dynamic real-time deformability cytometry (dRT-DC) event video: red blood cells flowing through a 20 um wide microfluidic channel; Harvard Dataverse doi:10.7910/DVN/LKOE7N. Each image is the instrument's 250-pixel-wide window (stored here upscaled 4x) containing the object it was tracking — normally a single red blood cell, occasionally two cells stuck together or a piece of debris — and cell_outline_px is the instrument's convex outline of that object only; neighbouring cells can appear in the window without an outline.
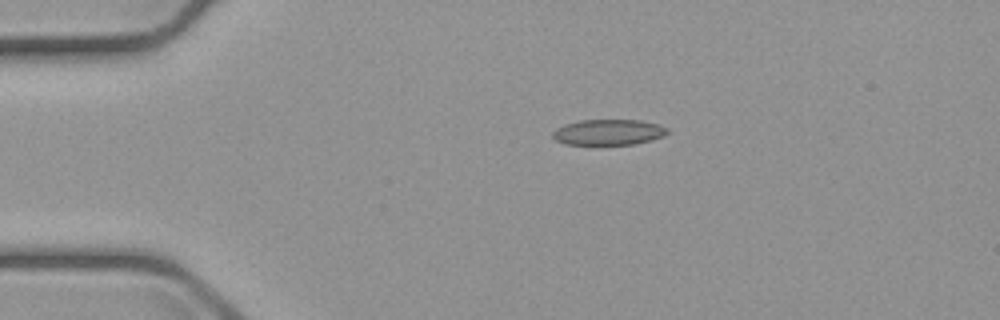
{"species": "common noctule bat (a hibernating species)", "species_latin": "Nyctalus noctula", "temperature_condition": "cold", "stored_images_in_passage": 17, "camera_frame_rate_fps": 3000, "um_per_image_px": 0.085, "animal": {"sex": "male", "body_mass_g": 23.1, "forearm_length_mm": 52.7}, "frame": {"image": 1, "passage_image": 1, "time_ms": 0.0, "image_size_px": [1000, 320], "cell_outline_px": [[668, 132], [664, 136], [652, 140], [636, 144], [564, 144], [556, 140], [552, 136], [552, 132], [556, 128], [564, 124], [580, 120], [640, 120], [660, 124], [668, 128]], "centroid_in_image_um": [51.74, 11.23], "position_along_channel_um": 33.3, "area_um2": 17.28}}
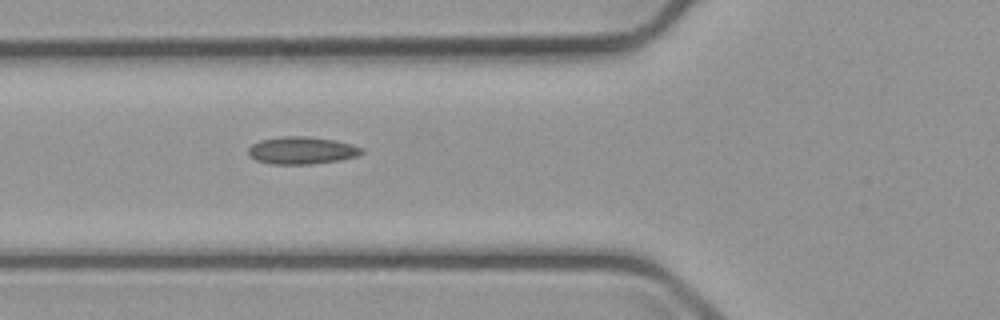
{"frame": {"image": 2, "passage_image": 10, "time_ms": 3.0, "image_size_px": [1000, 320], "cell_outline_px": [[364, 152], [356, 156], [340, 160], [312, 164], [272, 164], [256, 160], [248, 156], [248, 148], [252, 144], [260, 140], [280, 136], [308, 136], [332, 140], [352, 144], [364, 148]], "centroid_in_image_um": [25.63, 12.78], "position_along_channel_um": 100.2, "area_um2": 18.21}}
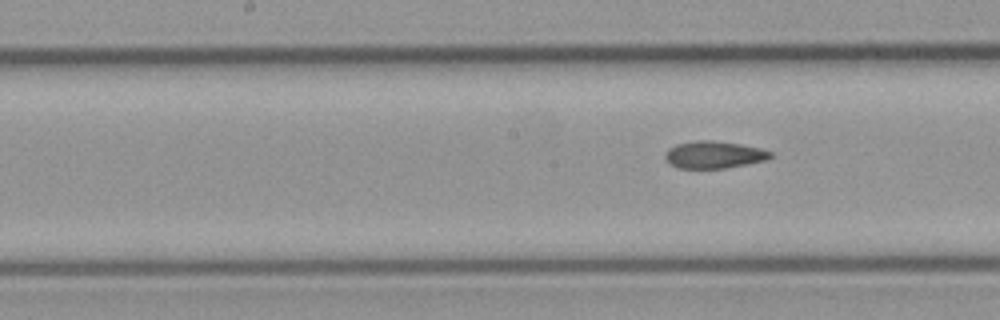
{"frame": {"image": 3, "passage_image": 17, "time_ms": 5.333, "image_size_px": [1000, 320], "cell_outline_px": [[772, 156], [764, 160], [724, 168], [676, 168], [668, 164], [664, 160], [664, 156], [668, 148], [676, 144], [696, 140], [712, 140], [740, 144], [760, 148], [772, 152]], "centroid_in_image_um": [60.6, 13.15], "position_along_channel_um": 187.6, "area_um2": 16.7}}